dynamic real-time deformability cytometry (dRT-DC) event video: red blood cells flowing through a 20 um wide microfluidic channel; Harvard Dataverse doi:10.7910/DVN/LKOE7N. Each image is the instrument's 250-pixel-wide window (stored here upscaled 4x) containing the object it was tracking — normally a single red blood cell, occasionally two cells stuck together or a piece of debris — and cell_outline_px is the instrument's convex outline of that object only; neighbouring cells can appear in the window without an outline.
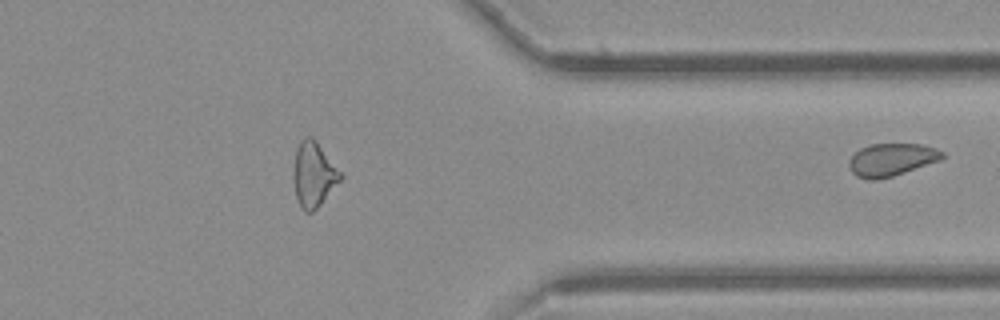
{"species": "common noctule bat (a hibernating species)", "species_latin": "Nyctalus noctula", "temperature_condition": "cold", "stored_images_in_passage": 42, "segment_of_instrument_passage": [2, 2], "camera_frame_rate_fps": 3000, "um_per_image_px": 0.085, "animal": {"sex": "female", "body_mass_g": 21.9}, "frame": {"image": 1, "passage_image": 42, "time_ms": 13.667, "image_size_px": [1000, 320], "cell_outline_px": [[944, 156], [940, 160], [892, 176], [876, 180], [868, 180], [856, 176], [852, 172], [848, 164], [848, 160], [860, 148], [872, 144], [920, 144], [936, 148], [944, 152]], "centroid_in_image_um": [75.76, 13.57], "position_along_channel_um": 335.6, "area_um2": 17.63}}